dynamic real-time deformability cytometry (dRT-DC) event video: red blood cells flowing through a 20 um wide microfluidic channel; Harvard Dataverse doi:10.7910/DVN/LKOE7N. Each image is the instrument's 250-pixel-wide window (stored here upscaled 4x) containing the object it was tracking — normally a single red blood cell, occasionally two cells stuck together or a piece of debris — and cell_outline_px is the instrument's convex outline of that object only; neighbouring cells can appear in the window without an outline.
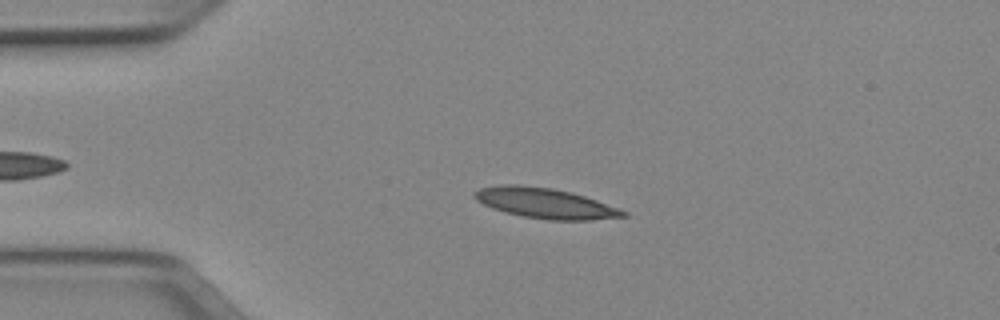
{"species": "Egyptian fruit bat (a non-hibernating species)", "species_latin": "Rousettus aegyptiacus", "temperature_condition": "cold", "stored_images_in_passage": 46, "camera_frame_rate_fps": 3000, "um_per_image_px": 0.085, "animal": {"sex": "female"}, "frame": {"image": 1, "passage_image": 11, "time_ms": 3.333, "image_size_px": [1000, 320], "cell_outline_px": [[628, 216], [592, 220], [548, 220], [524, 216], [504, 212], [492, 208], [476, 200], [472, 196], [472, 192], [480, 188], [500, 184], [520, 184], [552, 188], [572, 192], [620, 208], [628, 212]], "centroid_in_image_um": [46.33, 17.26], "position_along_channel_um": 38.7, "area_um2": 26.47}}
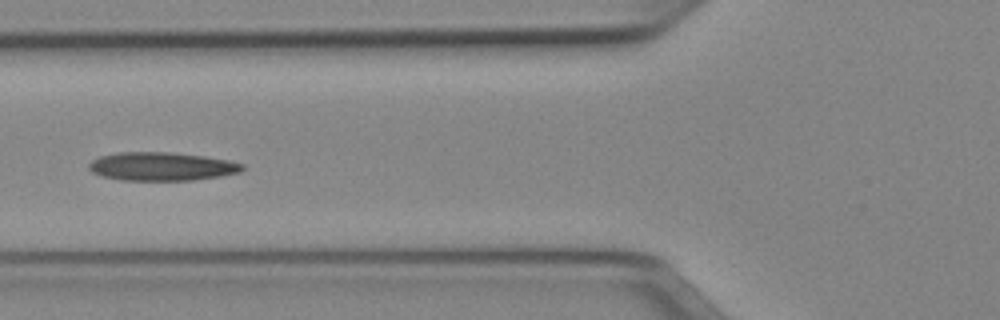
{"frame": {"image": 2, "passage_image": 19, "time_ms": 6.0, "image_size_px": [1000, 320], "cell_outline_px": [[244, 168], [240, 172], [220, 176], [192, 180], [124, 180], [100, 176], [92, 172], [88, 168], [88, 164], [92, 160], [100, 156], [116, 152], [168, 152], [204, 156], [228, 160], [244, 164]], "centroid_in_image_um": [13.72, 14.14], "position_along_channel_um": 112.1, "area_um2": 25.43}}
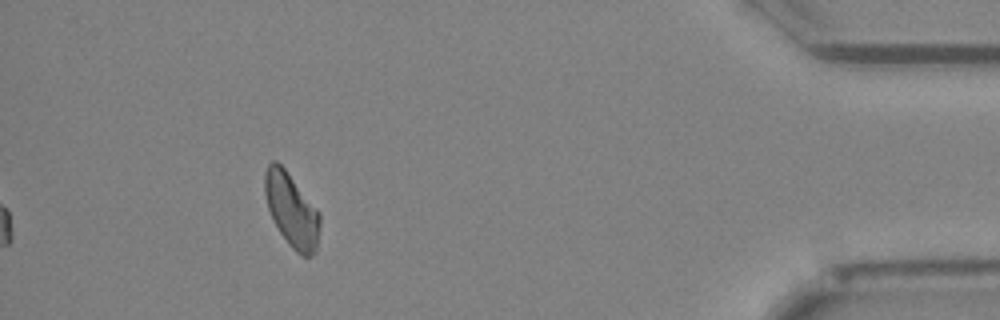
{"frame": {"image": 3, "passage_image": 46, "time_ms": 15.0, "image_size_px": [1000, 320], "cell_outline_px": [[320, 224], [316, 252], [312, 256], [300, 256], [288, 244], [280, 232], [268, 208], [264, 192], [264, 172], [268, 164], [272, 160], [276, 160], [284, 168], [320, 212]], "centroid_in_image_um": [24.79, 17.86], "position_along_channel_um": 410.4, "area_um2": 23.64}, "authors_computed_cell_mechanics": {"area_um2": 24.565, "velocity_mm_per_s": 3.9389, "shape_relaxation_time_tau1_ms": null, "shape_relaxation_time_tau2_ms": 10.0642, "deformation_change_tau1": null, "deformation_change_tau2": 0.2286}}